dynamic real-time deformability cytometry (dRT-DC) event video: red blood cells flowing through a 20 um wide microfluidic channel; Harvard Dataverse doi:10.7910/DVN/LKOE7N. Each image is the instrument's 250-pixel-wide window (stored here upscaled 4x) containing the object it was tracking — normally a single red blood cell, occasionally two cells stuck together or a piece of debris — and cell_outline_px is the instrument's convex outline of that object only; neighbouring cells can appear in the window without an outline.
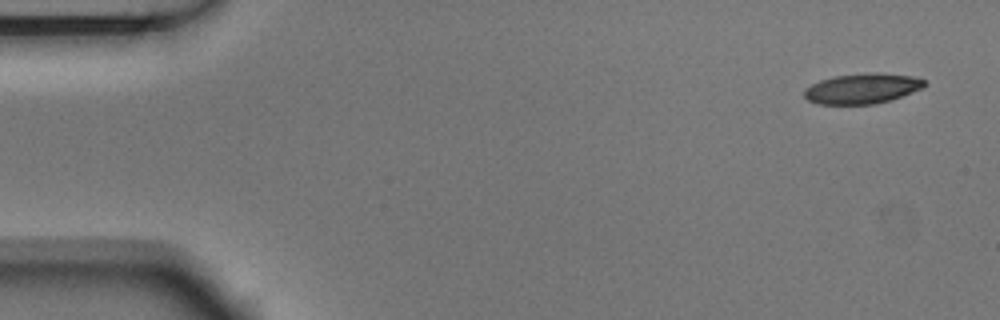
{"species": "Egyptian fruit bat (a non-hibernating species)", "species_latin": "Rousettus aegyptiacus", "temperature_condition": "room temperature", "stored_images_in_passage": 6, "camera_frame_rate_fps": 3000, "um_per_image_px": 0.085, "animal": {"sex": "male"}, "frame": {"image": 1, "passage_image": 1, "time_ms": 0.0, "image_size_px": [1000, 320], "cell_outline_px": [[928, 84], [924, 88], [888, 100], [872, 104], [816, 104], [808, 100], [804, 96], [804, 88], [820, 80], [832, 76], [872, 72], [880, 72], [912, 76], [924, 80]], "centroid_in_image_um": [73.28, 7.51], "position_along_channel_um": 11.7, "area_um2": 21.27}}
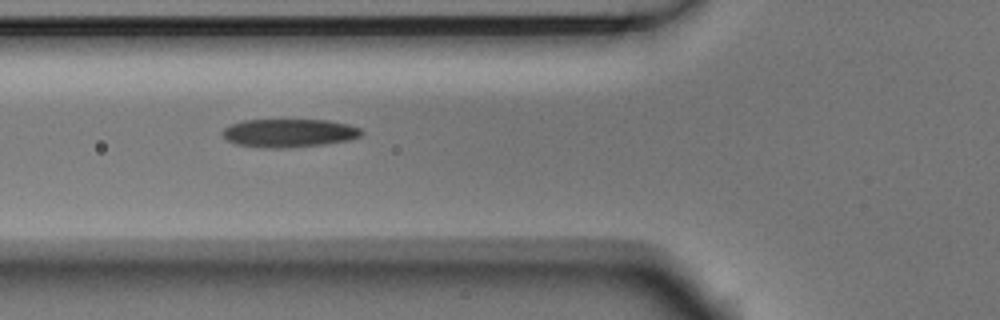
{"frame": {"image": 2, "passage_image": 5, "time_ms": 1.333, "image_size_px": [1000, 320], "cell_outline_px": [[364, 132], [360, 136], [348, 140], [324, 144], [284, 148], [260, 148], [236, 144], [228, 140], [220, 132], [224, 128], [232, 124], [244, 120], [328, 120], [348, 124], [360, 128]], "centroid_in_image_um": [24.56, 11.31], "position_along_channel_um": 101.2, "area_um2": 22.95}}
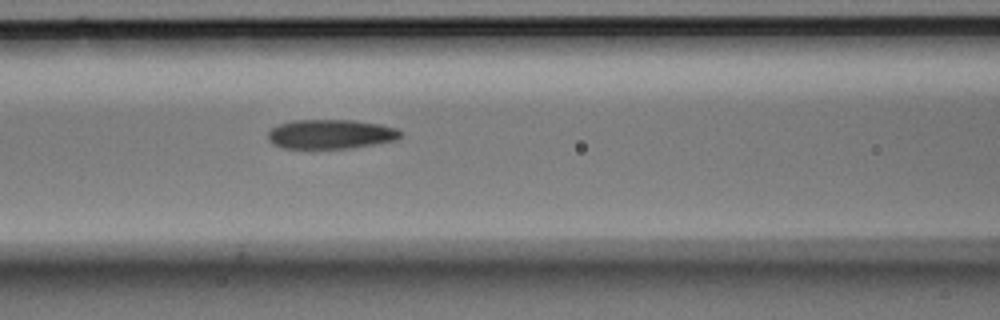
{"frame": {"image": 3, "passage_image": 6, "time_ms": 1.667, "image_size_px": [1000, 320], "cell_outline_px": [[400, 136], [396, 140], [348, 148], [284, 148], [272, 144], [268, 140], [268, 132], [276, 124], [292, 120], [352, 120], [380, 124], [396, 128], [400, 132]], "centroid_in_image_um": [28.05, 11.39], "position_along_channel_um": 138.6, "area_um2": 22.6}}